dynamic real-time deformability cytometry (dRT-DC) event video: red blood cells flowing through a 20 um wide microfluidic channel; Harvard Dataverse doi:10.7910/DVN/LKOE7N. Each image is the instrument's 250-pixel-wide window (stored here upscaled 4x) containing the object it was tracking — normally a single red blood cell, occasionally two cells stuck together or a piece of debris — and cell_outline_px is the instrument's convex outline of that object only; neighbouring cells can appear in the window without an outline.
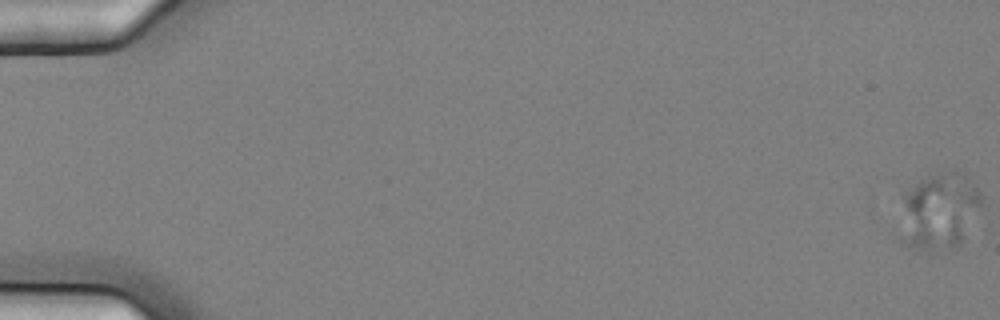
{"species": "common noctule bat (a hibernating species)", "species_latin": "Nyctalus noctula", "temperature_condition": "cold", "stored_images_in_passage": 15, "camera_frame_rate_fps": 3000, "um_per_image_px": 0.085, "animal": {"sex": "female", "body_mass_g": 25.1}, "frame": {"image": 1, "passage_image": 1, "time_ms": 0.0, "image_size_px": [1000, 320], "cell_outline_px": [[984, 200], [956, 248], [916, 248], [896, 240], [904, 196], [924, 176], [944, 168], [952, 168], [960, 172], [980, 192]], "centroid_in_image_um": [79.78, 17.89], "position_along_channel_um": 5.2, "area_um2": 36.41}}
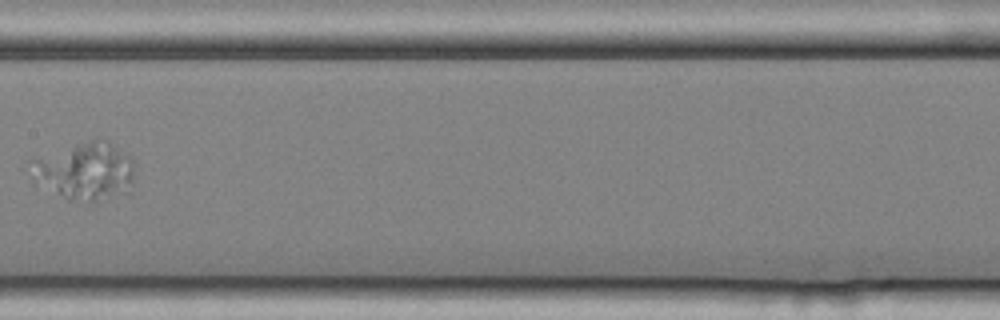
{"frame": {"image": 2, "passage_image": 9, "time_ms": 2.667, "image_size_px": [1000, 320], "cell_outline_px": [[132, 192], [88, 204], [68, 200], [32, 184], [28, 160], [96, 136], [108, 140], [128, 156], [132, 160]], "centroid_in_image_um": [7.15, 14.57], "position_along_channel_um": 200.2, "area_um2": 36.41}}
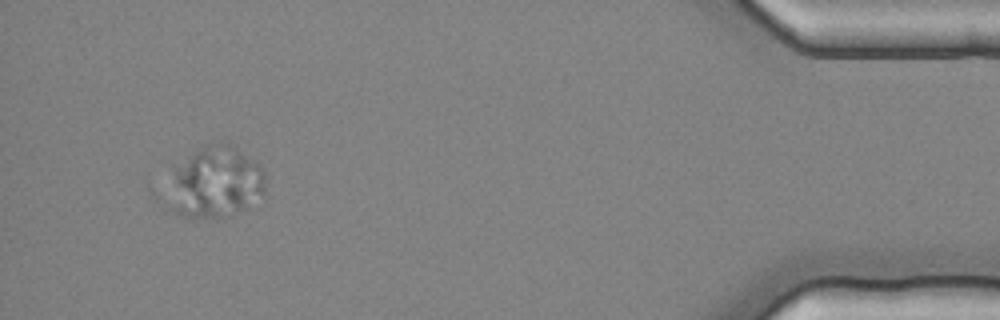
{"frame": {"image": 3, "passage_image": 15, "time_ms": 4.667, "image_size_px": [1000, 320], "cell_outline_px": [[264, 200], [224, 220], [216, 220], [180, 216], [176, 212], [172, 164], [220, 140], [228, 140], [264, 168]], "centroid_in_image_um": [18.46, 15.51], "position_along_channel_um": 416.7, "area_um2": 40.86}}